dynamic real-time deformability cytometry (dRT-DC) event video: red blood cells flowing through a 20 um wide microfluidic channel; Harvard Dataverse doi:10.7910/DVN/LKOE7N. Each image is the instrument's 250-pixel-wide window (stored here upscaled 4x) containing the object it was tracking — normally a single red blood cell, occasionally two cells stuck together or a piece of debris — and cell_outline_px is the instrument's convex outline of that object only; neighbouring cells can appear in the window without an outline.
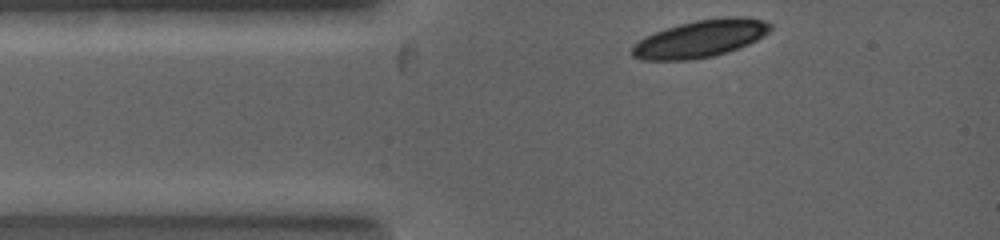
{"species": "common noctule bat (a hibernating species)", "species_latin": "Nyctalus noctula", "temperature_condition": "warm", "stored_images_in_passage": 1, "camera_frame_rate_fps": 5000, "um_per_image_px": 0.085, "animal": {"sex": "female", "body_mass_g": 19.0, "forearm_length_mm": 53.3}, "frame": {"image": 1, "passage_image": 1, "time_ms": 0.0, "image_size_px": [1000, 240], "cell_outline_px": [[772, 28], [768, 32], [756, 40], [748, 44], [712, 56], [684, 60], [644, 60], [632, 56], [632, 48], [640, 40], [656, 32], [680, 24], [696, 20], [740, 16], [764, 20], [772, 24]], "centroid_in_image_um": [59.56, 3.28], "position_along_channel_um": 25.4, "area_um2": 29.3}}